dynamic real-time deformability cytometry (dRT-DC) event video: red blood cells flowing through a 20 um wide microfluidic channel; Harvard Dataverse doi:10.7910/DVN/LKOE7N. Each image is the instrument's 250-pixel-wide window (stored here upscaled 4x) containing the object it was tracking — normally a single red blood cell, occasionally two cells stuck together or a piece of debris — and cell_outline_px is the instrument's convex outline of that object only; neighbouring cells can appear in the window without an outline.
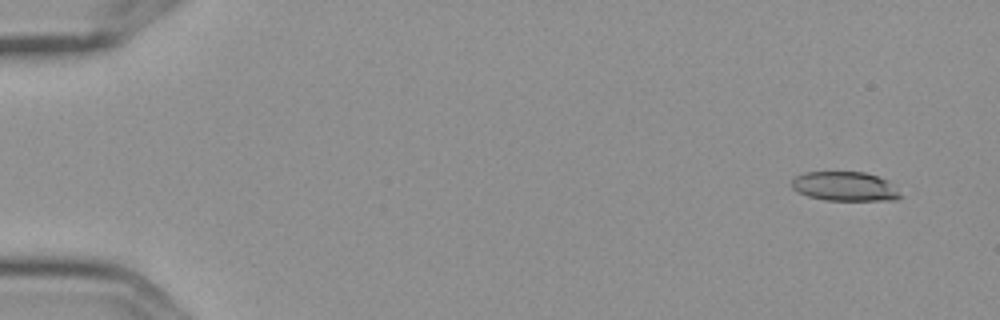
{"species": "Egyptian fruit bat (a non-hibernating species)", "species_latin": "Rousettus aegyptiacus", "temperature_condition": "cold", "stored_images_in_passage": 5, "camera_frame_rate_fps": 3000, "um_per_image_px": 0.085, "frame": {"image": 1, "passage_image": 1, "time_ms": 0.0, "image_size_px": [1000, 320], "cell_outline_px": [[904, 196], [896, 200], [824, 200], [808, 196], [796, 192], [792, 188], [792, 180], [796, 176], [804, 172], [864, 172], [888, 180]], "centroid_in_image_um": [71.82, 15.85], "position_along_channel_um": 13.2, "area_um2": 18.67}}